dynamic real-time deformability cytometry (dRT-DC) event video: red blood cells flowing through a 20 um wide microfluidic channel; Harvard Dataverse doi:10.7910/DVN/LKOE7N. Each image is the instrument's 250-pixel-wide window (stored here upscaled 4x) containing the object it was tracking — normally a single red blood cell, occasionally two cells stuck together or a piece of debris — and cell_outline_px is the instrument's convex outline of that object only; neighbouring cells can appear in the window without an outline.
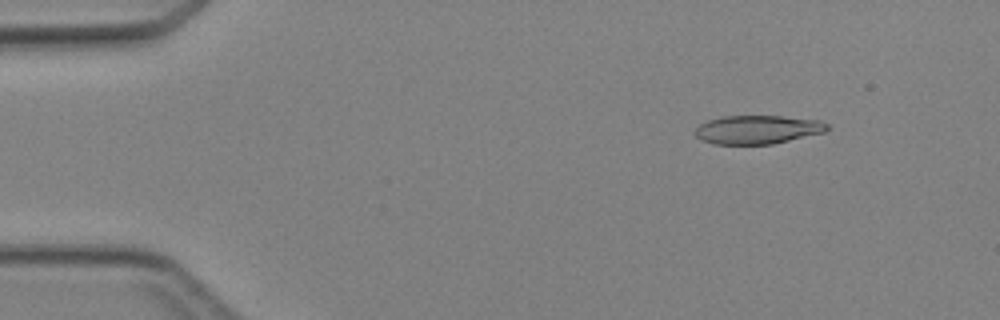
{"species": "Egyptian fruit bat (a non-hibernating species)", "species_latin": "Rousettus aegyptiacus", "temperature_condition": "cold", "stored_images_in_passage": 4, "camera_frame_rate_fps": 3000, "um_per_image_px": 0.085, "animal": {"sex": "female"}, "frame": {"image": 1, "passage_image": 2, "time_ms": 1.0, "image_size_px": [1000, 320], "cell_outline_px": [[828, 128], [824, 132], [772, 144], [712, 144], [700, 140], [692, 132], [700, 124], [708, 120], [724, 116], [780, 116], [820, 120], [828, 124]], "centroid_in_image_um": [64.34, 11.02], "position_along_channel_um": 20.7, "area_um2": 22.02}}